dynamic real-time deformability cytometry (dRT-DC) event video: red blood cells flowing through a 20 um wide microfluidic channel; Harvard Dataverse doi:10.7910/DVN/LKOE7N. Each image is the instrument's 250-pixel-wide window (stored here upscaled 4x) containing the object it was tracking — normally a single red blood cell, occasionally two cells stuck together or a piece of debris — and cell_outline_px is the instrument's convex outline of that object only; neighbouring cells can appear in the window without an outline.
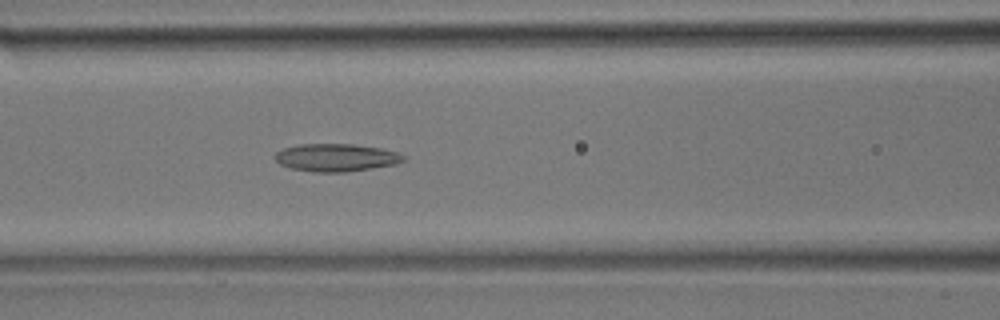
{"species": "common noctule bat (a hibernating species)", "species_latin": "Nyctalus noctula", "temperature_condition": "room temperature", "stored_images_in_passage": 40, "camera_frame_rate_fps": 3000, "um_per_image_px": 0.085, "animal": {"sex": "male", "body_mass_g": 17.9}, "frame": {"image": 1, "passage_image": 16, "time_ms": 5.0, "image_size_px": [1000, 320], "cell_outline_px": [[408, 160], [396, 164], [348, 172], [312, 172], [292, 168], [280, 164], [276, 160], [276, 152], [284, 148], [300, 144], [352, 144], [380, 148], [396, 152], [408, 156]], "centroid_in_image_um": [28.63, 13.4], "position_along_channel_um": 138.0, "area_um2": 20.81}}
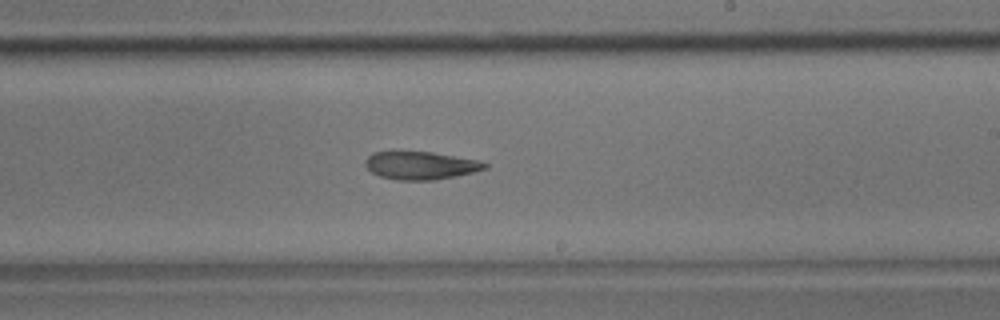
{"frame": {"image": 2, "passage_image": 23, "time_ms": 7.333, "image_size_px": [1000, 320], "cell_outline_px": [[488, 168], [456, 176], [436, 180], [396, 180], [380, 176], [372, 172], [364, 164], [364, 160], [372, 152], [432, 152], [480, 160], [488, 164]], "centroid_in_image_um": [35.76, 14.07], "position_along_channel_um": 253.2, "area_um2": 19.48}}
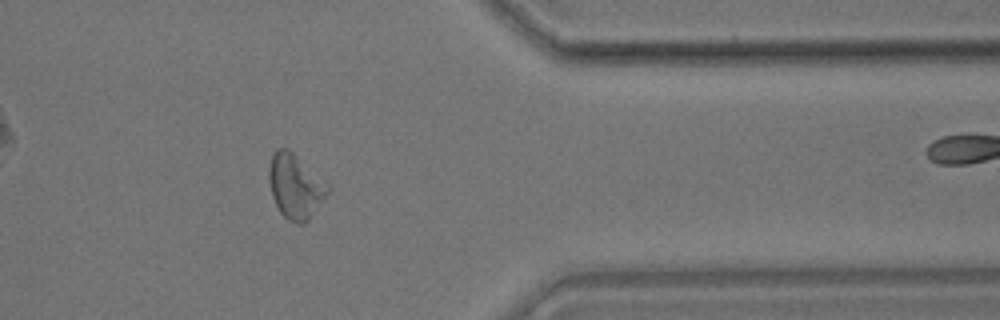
{"frame": {"image": 3, "passage_image": 32, "time_ms": 10.333, "image_size_px": [1000, 320], "cell_outline_px": [[332, 188], [308, 220], [304, 224], [296, 224], [288, 220], [280, 212], [272, 196], [268, 180], [268, 168], [272, 156], [276, 148], [288, 148], [328, 184]], "centroid_in_image_um": [25.09, 15.84], "position_along_channel_um": 386.3, "area_um2": 22.02}}